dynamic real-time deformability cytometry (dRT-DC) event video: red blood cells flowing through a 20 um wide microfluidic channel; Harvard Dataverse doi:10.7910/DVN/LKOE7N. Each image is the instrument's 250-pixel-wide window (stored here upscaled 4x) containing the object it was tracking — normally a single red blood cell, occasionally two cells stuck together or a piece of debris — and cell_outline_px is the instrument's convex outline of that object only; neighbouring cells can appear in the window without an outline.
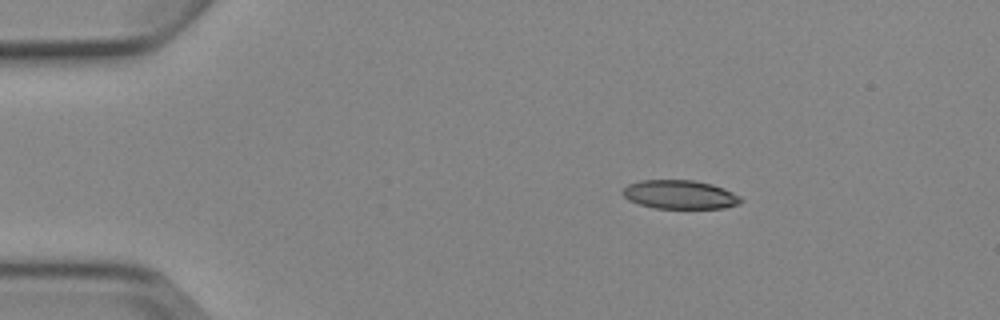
{"species": "Egyptian fruit bat (a non-hibernating species)", "species_latin": "Rousettus aegyptiacus", "temperature_condition": "cold", "stored_images_in_passage": 3, "camera_frame_rate_fps": 3000, "um_per_image_px": 0.085, "animal": {"sex": "female"}, "frame": {"image": 1, "passage_image": 1, "time_ms": 0.0, "image_size_px": [1000, 320], "cell_outline_px": [[744, 200], [740, 204], [724, 208], [652, 208], [628, 200], [620, 192], [628, 184], [640, 180], [692, 180], [712, 184], [724, 188], [740, 196]], "centroid_in_image_um": [57.79, 16.54], "position_along_channel_um": 27.2, "area_um2": 19.94}}